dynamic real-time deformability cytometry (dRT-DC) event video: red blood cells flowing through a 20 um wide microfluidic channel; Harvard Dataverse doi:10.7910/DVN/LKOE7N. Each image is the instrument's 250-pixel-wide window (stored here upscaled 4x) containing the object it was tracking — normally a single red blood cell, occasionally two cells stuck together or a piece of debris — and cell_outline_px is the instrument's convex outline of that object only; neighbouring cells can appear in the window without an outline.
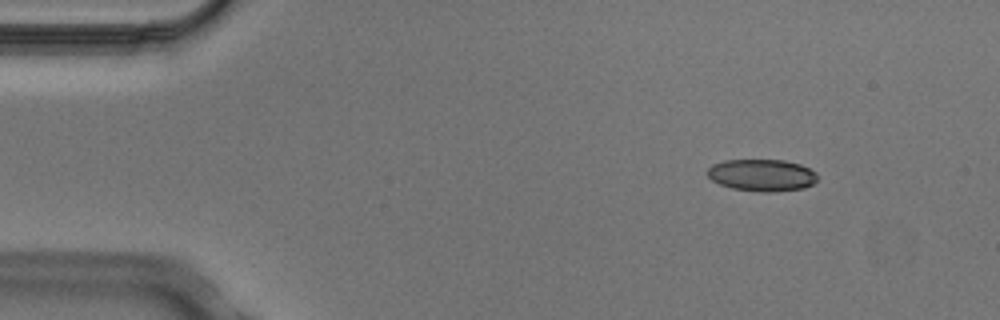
{"species": "Egyptian fruit bat (a non-hibernating species)", "species_latin": "Rousettus aegyptiacus", "temperature_condition": "cold", "stored_images_in_passage": 6, "segment_of_instrument_passage": [2, 2], "camera_frame_rate_fps": 3000, "um_per_image_px": 0.085, "animal": {"sex": "male"}, "frame": {"image": 1, "passage_image": 6, "time_ms": 1.667, "image_size_px": [1000, 320], "cell_outline_px": [[816, 180], [812, 184], [804, 188], [776, 192], [760, 192], [732, 188], [720, 184], [712, 180], [708, 176], [708, 168], [712, 164], [724, 160], [784, 160], [800, 164], [816, 172]], "centroid_in_image_um": [64.76, 14.89], "position_along_channel_um": 20.2, "area_um2": 20.52}}